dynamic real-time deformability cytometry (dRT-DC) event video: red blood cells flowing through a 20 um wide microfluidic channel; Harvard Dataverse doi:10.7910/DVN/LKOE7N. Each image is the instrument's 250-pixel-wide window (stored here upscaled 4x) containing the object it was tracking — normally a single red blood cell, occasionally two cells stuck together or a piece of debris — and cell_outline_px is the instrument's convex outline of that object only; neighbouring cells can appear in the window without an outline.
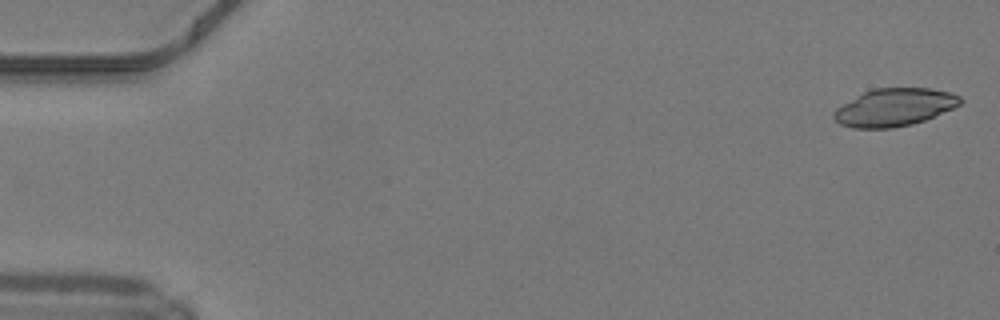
{"species": "common noctule bat (a hibernating species)", "species_latin": "Nyctalus noctula", "temperature_condition": "warm", "stored_images_in_passage": 42, "camera_frame_rate_fps": 3000, "um_per_image_px": 0.085, "animal": {"sex": "male", "body_mass_g": 19.2, "forearm_length_mm": 51.8}, "frame": {"image": 1, "passage_image": 1, "time_ms": 0.0, "image_size_px": [1000, 320], "cell_outline_px": [[964, 100], [960, 104], [952, 108], [924, 120], [912, 124], [892, 128], [852, 128], [840, 124], [832, 116], [832, 112], [836, 108], [864, 92], [872, 88], [928, 88], [952, 92], [960, 96]], "centroid_in_image_um": [76.02, 9.12], "position_along_channel_um": 9.0, "area_um2": 27.69}}